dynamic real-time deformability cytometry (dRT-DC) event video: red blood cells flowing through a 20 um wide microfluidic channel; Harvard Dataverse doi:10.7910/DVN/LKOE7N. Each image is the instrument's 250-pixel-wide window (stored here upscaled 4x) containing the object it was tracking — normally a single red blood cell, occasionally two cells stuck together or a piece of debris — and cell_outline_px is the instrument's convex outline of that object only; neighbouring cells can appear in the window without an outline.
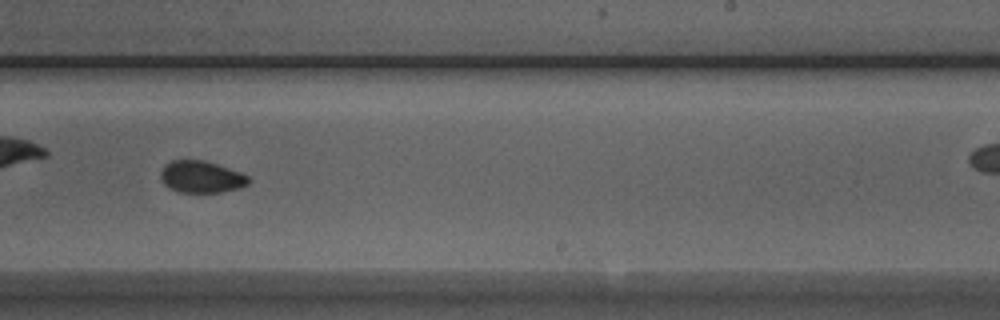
{"species": "Egyptian fruit bat (a non-hibernating species)", "species_latin": "Rousettus aegyptiacus", "temperature_condition": "room temperature", "stored_images_in_passage": 51, "camera_frame_rate_fps": 3000, "um_per_image_px": 0.085, "animal": {"sex": "male"}, "frame": {"image": 1, "passage_image": 30, "time_ms": 9.667, "image_size_px": [1000, 320], "cell_outline_px": [[252, 180], [248, 184], [240, 188], [220, 192], [176, 192], [168, 188], [164, 184], [160, 176], [160, 172], [164, 164], [172, 160], [204, 160], [240, 172], [248, 176]], "centroid_in_image_um": [17.09, 15.04], "position_along_channel_um": 271.9, "area_um2": 16.47}}
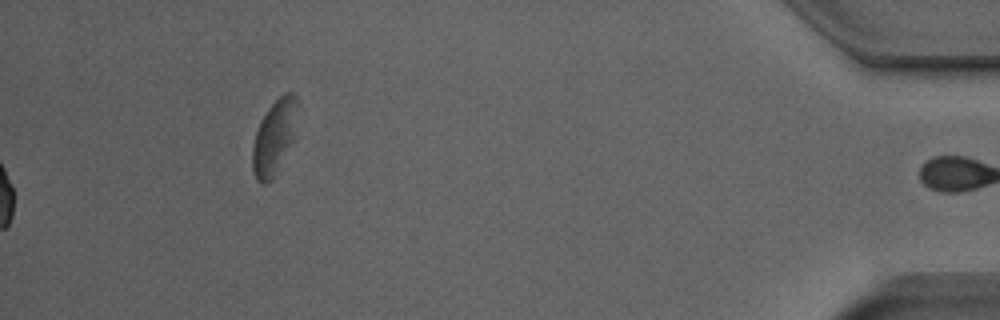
{"frame": {"image": 2, "passage_image": 51, "time_ms": 16.667, "image_size_px": [1000, 320], "cell_outline_px": [[300, 104], [292, 140], [272, 180], [264, 184], [256, 180], [252, 168], [252, 144], [256, 132], [268, 108], [284, 92], [292, 92], [296, 96]], "centroid_in_image_um": [23.32, 11.62], "position_along_channel_um": 411.9, "area_um2": 19.36}, "authors_computed_cell_mechanics": {"area_um2": 16.8776, "velocity_mm_per_s": 3.989, "shape_relaxation_time_tau1_ms": null, "shape_relaxation_time_tau2_ms": 1.0124, "deformation_change_tau1": null, "deformation_change_tau2": 0.0461}}